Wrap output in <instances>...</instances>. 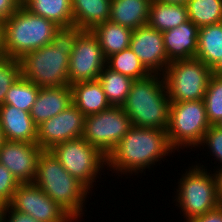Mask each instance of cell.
<instances>
[{
	"mask_svg": "<svg viewBox=\"0 0 222 222\" xmlns=\"http://www.w3.org/2000/svg\"><path fill=\"white\" fill-rule=\"evenodd\" d=\"M83 31L75 25L59 27L51 43L19 59L21 76L40 88L68 86L70 55Z\"/></svg>",
	"mask_w": 222,
	"mask_h": 222,
	"instance_id": "1",
	"label": "cell"
},
{
	"mask_svg": "<svg viewBox=\"0 0 222 222\" xmlns=\"http://www.w3.org/2000/svg\"><path fill=\"white\" fill-rule=\"evenodd\" d=\"M172 152L175 151L168 142L166 130L133 125L107 155L106 168L118 176L137 175L147 168L151 169Z\"/></svg>",
	"mask_w": 222,
	"mask_h": 222,
	"instance_id": "2",
	"label": "cell"
},
{
	"mask_svg": "<svg viewBox=\"0 0 222 222\" xmlns=\"http://www.w3.org/2000/svg\"><path fill=\"white\" fill-rule=\"evenodd\" d=\"M34 183L75 221L87 211L83 207L90 191L65 170L49 150L39 155Z\"/></svg>",
	"mask_w": 222,
	"mask_h": 222,
	"instance_id": "3",
	"label": "cell"
},
{
	"mask_svg": "<svg viewBox=\"0 0 222 222\" xmlns=\"http://www.w3.org/2000/svg\"><path fill=\"white\" fill-rule=\"evenodd\" d=\"M170 104L163 76L150 74L134 80L122 107L134 126L167 130Z\"/></svg>",
	"mask_w": 222,
	"mask_h": 222,
	"instance_id": "4",
	"label": "cell"
},
{
	"mask_svg": "<svg viewBox=\"0 0 222 222\" xmlns=\"http://www.w3.org/2000/svg\"><path fill=\"white\" fill-rule=\"evenodd\" d=\"M3 26L5 55L17 60L51 43L59 28L50 20L31 13L23 5L3 22Z\"/></svg>",
	"mask_w": 222,
	"mask_h": 222,
	"instance_id": "5",
	"label": "cell"
},
{
	"mask_svg": "<svg viewBox=\"0 0 222 222\" xmlns=\"http://www.w3.org/2000/svg\"><path fill=\"white\" fill-rule=\"evenodd\" d=\"M204 167L201 163L192 165L178 180L174 201L185 220L202 216L221 205L215 175Z\"/></svg>",
	"mask_w": 222,
	"mask_h": 222,
	"instance_id": "6",
	"label": "cell"
},
{
	"mask_svg": "<svg viewBox=\"0 0 222 222\" xmlns=\"http://www.w3.org/2000/svg\"><path fill=\"white\" fill-rule=\"evenodd\" d=\"M204 100L170 104L167 139L171 148H198L210 127Z\"/></svg>",
	"mask_w": 222,
	"mask_h": 222,
	"instance_id": "7",
	"label": "cell"
},
{
	"mask_svg": "<svg viewBox=\"0 0 222 222\" xmlns=\"http://www.w3.org/2000/svg\"><path fill=\"white\" fill-rule=\"evenodd\" d=\"M212 69L201 60H174L162 75L171 103L204 100Z\"/></svg>",
	"mask_w": 222,
	"mask_h": 222,
	"instance_id": "8",
	"label": "cell"
},
{
	"mask_svg": "<svg viewBox=\"0 0 222 222\" xmlns=\"http://www.w3.org/2000/svg\"><path fill=\"white\" fill-rule=\"evenodd\" d=\"M49 151L89 191L106 166V156L82 137L59 143Z\"/></svg>",
	"mask_w": 222,
	"mask_h": 222,
	"instance_id": "9",
	"label": "cell"
},
{
	"mask_svg": "<svg viewBox=\"0 0 222 222\" xmlns=\"http://www.w3.org/2000/svg\"><path fill=\"white\" fill-rule=\"evenodd\" d=\"M132 126L123 107L111 106L107 110L86 116L82 138L107 157Z\"/></svg>",
	"mask_w": 222,
	"mask_h": 222,
	"instance_id": "10",
	"label": "cell"
},
{
	"mask_svg": "<svg viewBox=\"0 0 222 222\" xmlns=\"http://www.w3.org/2000/svg\"><path fill=\"white\" fill-rule=\"evenodd\" d=\"M8 205L39 222H75L34 182L20 183Z\"/></svg>",
	"mask_w": 222,
	"mask_h": 222,
	"instance_id": "11",
	"label": "cell"
},
{
	"mask_svg": "<svg viewBox=\"0 0 222 222\" xmlns=\"http://www.w3.org/2000/svg\"><path fill=\"white\" fill-rule=\"evenodd\" d=\"M102 48L91 30L78 37L69 59V85L76 82L96 81L106 66Z\"/></svg>",
	"mask_w": 222,
	"mask_h": 222,
	"instance_id": "12",
	"label": "cell"
},
{
	"mask_svg": "<svg viewBox=\"0 0 222 222\" xmlns=\"http://www.w3.org/2000/svg\"><path fill=\"white\" fill-rule=\"evenodd\" d=\"M86 116L72 103L58 115L37 126V144L43 150L82 137Z\"/></svg>",
	"mask_w": 222,
	"mask_h": 222,
	"instance_id": "13",
	"label": "cell"
},
{
	"mask_svg": "<svg viewBox=\"0 0 222 222\" xmlns=\"http://www.w3.org/2000/svg\"><path fill=\"white\" fill-rule=\"evenodd\" d=\"M151 74L163 75L170 61L164 47L162 32L141 26L133 30L129 47Z\"/></svg>",
	"mask_w": 222,
	"mask_h": 222,
	"instance_id": "14",
	"label": "cell"
},
{
	"mask_svg": "<svg viewBox=\"0 0 222 222\" xmlns=\"http://www.w3.org/2000/svg\"><path fill=\"white\" fill-rule=\"evenodd\" d=\"M43 149L29 142L5 140L0 147V163L4 165L20 183L34 182L37 161Z\"/></svg>",
	"mask_w": 222,
	"mask_h": 222,
	"instance_id": "15",
	"label": "cell"
},
{
	"mask_svg": "<svg viewBox=\"0 0 222 222\" xmlns=\"http://www.w3.org/2000/svg\"><path fill=\"white\" fill-rule=\"evenodd\" d=\"M164 47L170 62L195 58L198 50L199 27L192 21L162 32Z\"/></svg>",
	"mask_w": 222,
	"mask_h": 222,
	"instance_id": "16",
	"label": "cell"
},
{
	"mask_svg": "<svg viewBox=\"0 0 222 222\" xmlns=\"http://www.w3.org/2000/svg\"><path fill=\"white\" fill-rule=\"evenodd\" d=\"M72 88L68 86L40 88L30 116L38 126L58 115L72 104Z\"/></svg>",
	"mask_w": 222,
	"mask_h": 222,
	"instance_id": "17",
	"label": "cell"
},
{
	"mask_svg": "<svg viewBox=\"0 0 222 222\" xmlns=\"http://www.w3.org/2000/svg\"><path fill=\"white\" fill-rule=\"evenodd\" d=\"M0 125L5 140L37 142V126L30 112L12 105H0Z\"/></svg>",
	"mask_w": 222,
	"mask_h": 222,
	"instance_id": "18",
	"label": "cell"
},
{
	"mask_svg": "<svg viewBox=\"0 0 222 222\" xmlns=\"http://www.w3.org/2000/svg\"><path fill=\"white\" fill-rule=\"evenodd\" d=\"M152 0H111L109 21L135 30L147 25Z\"/></svg>",
	"mask_w": 222,
	"mask_h": 222,
	"instance_id": "19",
	"label": "cell"
},
{
	"mask_svg": "<svg viewBox=\"0 0 222 222\" xmlns=\"http://www.w3.org/2000/svg\"><path fill=\"white\" fill-rule=\"evenodd\" d=\"M70 86L72 88V102L85 116L99 113L111 107L98 80L76 82Z\"/></svg>",
	"mask_w": 222,
	"mask_h": 222,
	"instance_id": "20",
	"label": "cell"
},
{
	"mask_svg": "<svg viewBox=\"0 0 222 222\" xmlns=\"http://www.w3.org/2000/svg\"><path fill=\"white\" fill-rule=\"evenodd\" d=\"M74 25L92 30L109 21L111 0H71Z\"/></svg>",
	"mask_w": 222,
	"mask_h": 222,
	"instance_id": "21",
	"label": "cell"
},
{
	"mask_svg": "<svg viewBox=\"0 0 222 222\" xmlns=\"http://www.w3.org/2000/svg\"><path fill=\"white\" fill-rule=\"evenodd\" d=\"M188 20L186 4L163 3L158 0L151 1L147 22L150 27L160 32H166Z\"/></svg>",
	"mask_w": 222,
	"mask_h": 222,
	"instance_id": "22",
	"label": "cell"
},
{
	"mask_svg": "<svg viewBox=\"0 0 222 222\" xmlns=\"http://www.w3.org/2000/svg\"><path fill=\"white\" fill-rule=\"evenodd\" d=\"M91 31L98 39L106 59L130 47L133 30L127 27L106 21L94 27Z\"/></svg>",
	"mask_w": 222,
	"mask_h": 222,
	"instance_id": "23",
	"label": "cell"
},
{
	"mask_svg": "<svg viewBox=\"0 0 222 222\" xmlns=\"http://www.w3.org/2000/svg\"><path fill=\"white\" fill-rule=\"evenodd\" d=\"M22 5L58 27L74 25L71 0H22Z\"/></svg>",
	"mask_w": 222,
	"mask_h": 222,
	"instance_id": "24",
	"label": "cell"
},
{
	"mask_svg": "<svg viewBox=\"0 0 222 222\" xmlns=\"http://www.w3.org/2000/svg\"><path fill=\"white\" fill-rule=\"evenodd\" d=\"M211 69L222 58V22L199 28L198 50L195 56Z\"/></svg>",
	"mask_w": 222,
	"mask_h": 222,
	"instance_id": "25",
	"label": "cell"
},
{
	"mask_svg": "<svg viewBox=\"0 0 222 222\" xmlns=\"http://www.w3.org/2000/svg\"><path fill=\"white\" fill-rule=\"evenodd\" d=\"M107 101L111 106L122 107L134 80L105 66L99 75Z\"/></svg>",
	"mask_w": 222,
	"mask_h": 222,
	"instance_id": "26",
	"label": "cell"
},
{
	"mask_svg": "<svg viewBox=\"0 0 222 222\" xmlns=\"http://www.w3.org/2000/svg\"><path fill=\"white\" fill-rule=\"evenodd\" d=\"M188 19L197 27L222 22V0H188Z\"/></svg>",
	"mask_w": 222,
	"mask_h": 222,
	"instance_id": "27",
	"label": "cell"
},
{
	"mask_svg": "<svg viewBox=\"0 0 222 222\" xmlns=\"http://www.w3.org/2000/svg\"><path fill=\"white\" fill-rule=\"evenodd\" d=\"M106 66L112 71L121 73L133 80L143 79L151 74L130 48L108 57Z\"/></svg>",
	"mask_w": 222,
	"mask_h": 222,
	"instance_id": "28",
	"label": "cell"
},
{
	"mask_svg": "<svg viewBox=\"0 0 222 222\" xmlns=\"http://www.w3.org/2000/svg\"><path fill=\"white\" fill-rule=\"evenodd\" d=\"M40 87L22 76L9 88L3 105H12L30 112L36 101Z\"/></svg>",
	"mask_w": 222,
	"mask_h": 222,
	"instance_id": "29",
	"label": "cell"
},
{
	"mask_svg": "<svg viewBox=\"0 0 222 222\" xmlns=\"http://www.w3.org/2000/svg\"><path fill=\"white\" fill-rule=\"evenodd\" d=\"M206 114L211 126L222 120V76L212 74L204 95Z\"/></svg>",
	"mask_w": 222,
	"mask_h": 222,
	"instance_id": "30",
	"label": "cell"
},
{
	"mask_svg": "<svg viewBox=\"0 0 222 222\" xmlns=\"http://www.w3.org/2000/svg\"><path fill=\"white\" fill-rule=\"evenodd\" d=\"M21 76V65L17 59L0 57V105H3L9 88Z\"/></svg>",
	"mask_w": 222,
	"mask_h": 222,
	"instance_id": "31",
	"label": "cell"
},
{
	"mask_svg": "<svg viewBox=\"0 0 222 222\" xmlns=\"http://www.w3.org/2000/svg\"><path fill=\"white\" fill-rule=\"evenodd\" d=\"M205 145V146H204ZM207 147L210 155L215 157L216 162L222 166V129L218 126H210L204 134L203 140L199 147Z\"/></svg>",
	"mask_w": 222,
	"mask_h": 222,
	"instance_id": "32",
	"label": "cell"
},
{
	"mask_svg": "<svg viewBox=\"0 0 222 222\" xmlns=\"http://www.w3.org/2000/svg\"><path fill=\"white\" fill-rule=\"evenodd\" d=\"M20 182L0 163V205L5 206L12 200L13 194Z\"/></svg>",
	"mask_w": 222,
	"mask_h": 222,
	"instance_id": "33",
	"label": "cell"
},
{
	"mask_svg": "<svg viewBox=\"0 0 222 222\" xmlns=\"http://www.w3.org/2000/svg\"><path fill=\"white\" fill-rule=\"evenodd\" d=\"M1 222H39V221L34 219L29 214L16 211L15 209H12L9 205H5L2 206L1 209Z\"/></svg>",
	"mask_w": 222,
	"mask_h": 222,
	"instance_id": "34",
	"label": "cell"
},
{
	"mask_svg": "<svg viewBox=\"0 0 222 222\" xmlns=\"http://www.w3.org/2000/svg\"><path fill=\"white\" fill-rule=\"evenodd\" d=\"M21 5L22 0H0V21L7 20Z\"/></svg>",
	"mask_w": 222,
	"mask_h": 222,
	"instance_id": "35",
	"label": "cell"
},
{
	"mask_svg": "<svg viewBox=\"0 0 222 222\" xmlns=\"http://www.w3.org/2000/svg\"><path fill=\"white\" fill-rule=\"evenodd\" d=\"M184 222H222V204L206 214L195 217Z\"/></svg>",
	"mask_w": 222,
	"mask_h": 222,
	"instance_id": "36",
	"label": "cell"
},
{
	"mask_svg": "<svg viewBox=\"0 0 222 222\" xmlns=\"http://www.w3.org/2000/svg\"><path fill=\"white\" fill-rule=\"evenodd\" d=\"M214 168H218L215 172V178H216V182H217V192H218V196H219V200L222 204V166L219 167H215Z\"/></svg>",
	"mask_w": 222,
	"mask_h": 222,
	"instance_id": "37",
	"label": "cell"
},
{
	"mask_svg": "<svg viewBox=\"0 0 222 222\" xmlns=\"http://www.w3.org/2000/svg\"><path fill=\"white\" fill-rule=\"evenodd\" d=\"M5 56V38H4V26L0 21V57Z\"/></svg>",
	"mask_w": 222,
	"mask_h": 222,
	"instance_id": "38",
	"label": "cell"
},
{
	"mask_svg": "<svg viewBox=\"0 0 222 222\" xmlns=\"http://www.w3.org/2000/svg\"><path fill=\"white\" fill-rule=\"evenodd\" d=\"M212 74L222 76V58L221 60L212 68Z\"/></svg>",
	"mask_w": 222,
	"mask_h": 222,
	"instance_id": "39",
	"label": "cell"
},
{
	"mask_svg": "<svg viewBox=\"0 0 222 222\" xmlns=\"http://www.w3.org/2000/svg\"><path fill=\"white\" fill-rule=\"evenodd\" d=\"M163 3L186 4L188 0H158Z\"/></svg>",
	"mask_w": 222,
	"mask_h": 222,
	"instance_id": "40",
	"label": "cell"
},
{
	"mask_svg": "<svg viewBox=\"0 0 222 222\" xmlns=\"http://www.w3.org/2000/svg\"><path fill=\"white\" fill-rule=\"evenodd\" d=\"M5 141V137H4V134H3V130L1 128V125H0V147L1 145L3 144V142Z\"/></svg>",
	"mask_w": 222,
	"mask_h": 222,
	"instance_id": "41",
	"label": "cell"
},
{
	"mask_svg": "<svg viewBox=\"0 0 222 222\" xmlns=\"http://www.w3.org/2000/svg\"><path fill=\"white\" fill-rule=\"evenodd\" d=\"M220 129H222V120L219 122V124L217 125Z\"/></svg>",
	"mask_w": 222,
	"mask_h": 222,
	"instance_id": "42",
	"label": "cell"
},
{
	"mask_svg": "<svg viewBox=\"0 0 222 222\" xmlns=\"http://www.w3.org/2000/svg\"><path fill=\"white\" fill-rule=\"evenodd\" d=\"M1 209H2V206L0 205V222H1Z\"/></svg>",
	"mask_w": 222,
	"mask_h": 222,
	"instance_id": "43",
	"label": "cell"
}]
</instances>
